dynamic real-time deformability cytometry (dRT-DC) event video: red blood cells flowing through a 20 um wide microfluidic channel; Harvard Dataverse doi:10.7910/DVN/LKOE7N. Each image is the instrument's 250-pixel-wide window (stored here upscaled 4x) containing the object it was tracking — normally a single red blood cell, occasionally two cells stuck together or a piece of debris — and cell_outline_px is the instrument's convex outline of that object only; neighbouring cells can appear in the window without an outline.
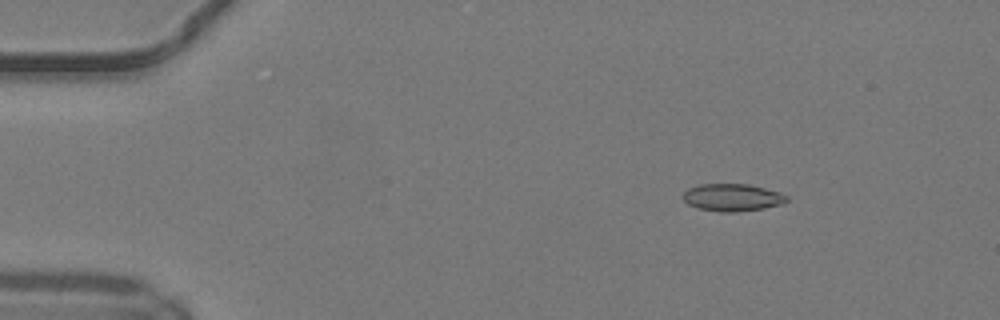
{"species": "common noctule bat (a hibernating species)", "species_latin": "Nyctalus noctula", "temperature_condition": "warm", "stored_images_in_passage": 26, "camera_frame_rate_fps": 3000, "um_per_image_px": 0.085, "animal": {"sex": "male", "body_mass_g": 19.2, "forearm_length_mm": 51.8}, "frame": {"image": 1, "passage_image": 5, "time_ms": 1.333, "image_size_px": [1000, 320], "cell_outline_px": [[788, 200], [784, 204], [764, 208], [736, 212], [720, 212], [696, 208], [688, 204], [684, 200], [684, 192], [688, 188], [700, 184], [748, 184], [780, 192], [788, 196]], "centroid_in_image_um": [62.27, 16.79], "position_along_channel_um": 22.7, "area_um2": 16.65}}
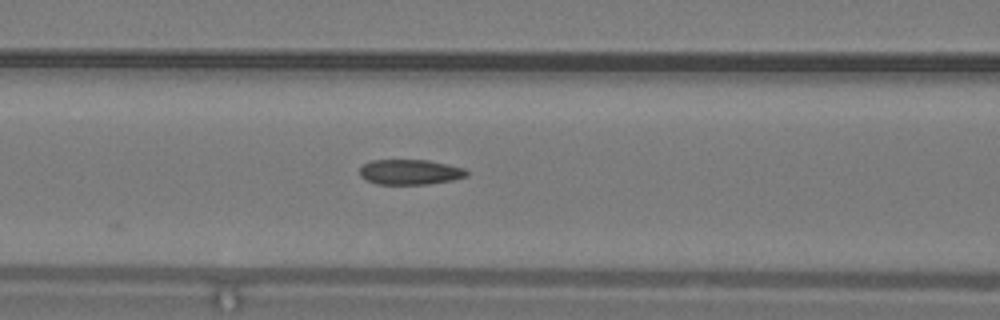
{"frame": {"image": 2, "passage_image": 19, "time_ms": 6.0, "image_size_px": [1000, 320], "cell_outline_px": [[468, 176], [452, 180], [428, 184], [376, 184], [360, 176], [360, 168], [364, 164], [372, 160], [428, 160], [448, 164], [464, 168], [468, 172]], "centroid_in_image_um": [34.87, 14.62], "position_along_channel_um": 131.7, "area_um2": 15.66}}
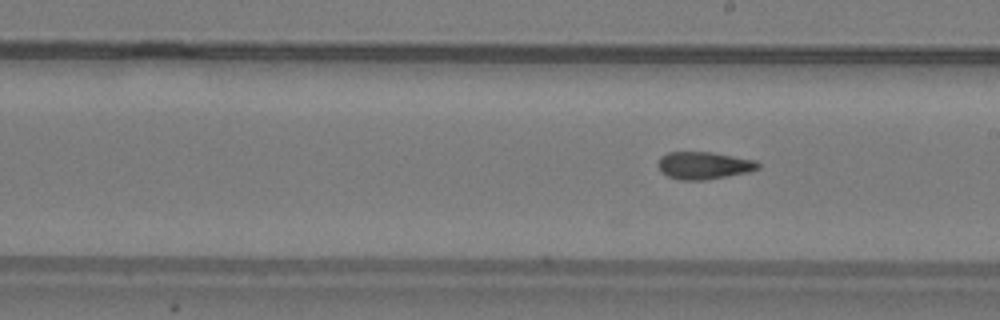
{"frame": {"image": 3, "passage_image": 26, "time_ms": 8.333, "image_size_px": [1000, 320], "cell_outline_px": [[760, 168], [748, 172], [704, 180], [680, 180], [668, 176], [660, 172], [656, 164], [660, 156], [668, 152], [712, 152], [756, 160], [760, 164]], "centroid_in_image_um": [59.79, 14.06], "position_along_channel_um": 229.2, "area_um2": 16.13}}